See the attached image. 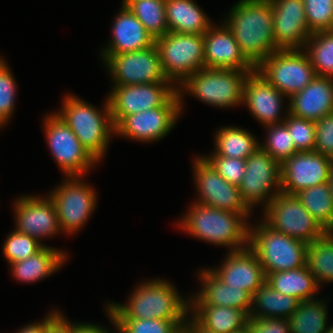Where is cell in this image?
<instances>
[{"instance_id": "1", "label": "cell", "mask_w": 333, "mask_h": 333, "mask_svg": "<svg viewBox=\"0 0 333 333\" xmlns=\"http://www.w3.org/2000/svg\"><path fill=\"white\" fill-rule=\"evenodd\" d=\"M125 302L107 301L105 311L113 319L186 320L189 316V296H181L180 291L163 278L146 279L136 284Z\"/></svg>"}, {"instance_id": "2", "label": "cell", "mask_w": 333, "mask_h": 333, "mask_svg": "<svg viewBox=\"0 0 333 333\" xmlns=\"http://www.w3.org/2000/svg\"><path fill=\"white\" fill-rule=\"evenodd\" d=\"M223 22L232 31L246 59L257 68L276 52L270 0H239Z\"/></svg>"}, {"instance_id": "3", "label": "cell", "mask_w": 333, "mask_h": 333, "mask_svg": "<svg viewBox=\"0 0 333 333\" xmlns=\"http://www.w3.org/2000/svg\"><path fill=\"white\" fill-rule=\"evenodd\" d=\"M186 211L176 222L184 233L219 247H227L228 252L248 247L250 221L242 214L196 202H191Z\"/></svg>"}, {"instance_id": "4", "label": "cell", "mask_w": 333, "mask_h": 333, "mask_svg": "<svg viewBox=\"0 0 333 333\" xmlns=\"http://www.w3.org/2000/svg\"><path fill=\"white\" fill-rule=\"evenodd\" d=\"M65 95L60 110L55 112L71 128L82 146L101 163L115 136L107 98L101 110L76 95Z\"/></svg>"}, {"instance_id": "5", "label": "cell", "mask_w": 333, "mask_h": 333, "mask_svg": "<svg viewBox=\"0 0 333 333\" xmlns=\"http://www.w3.org/2000/svg\"><path fill=\"white\" fill-rule=\"evenodd\" d=\"M255 70L202 68L178 86L181 112H184V94L206 105L229 109L242 105L244 83ZM183 110V111H182Z\"/></svg>"}, {"instance_id": "6", "label": "cell", "mask_w": 333, "mask_h": 333, "mask_svg": "<svg viewBox=\"0 0 333 333\" xmlns=\"http://www.w3.org/2000/svg\"><path fill=\"white\" fill-rule=\"evenodd\" d=\"M249 224L248 247L256 254L265 276L305 266L307 244L274 230L263 219Z\"/></svg>"}, {"instance_id": "7", "label": "cell", "mask_w": 333, "mask_h": 333, "mask_svg": "<svg viewBox=\"0 0 333 333\" xmlns=\"http://www.w3.org/2000/svg\"><path fill=\"white\" fill-rule=\"evenodd\" d=\"M62 181L48 195L54 203L61 232L70 236L77 234L91 218L98 196L83 176L64 177Z\"/></svg>"}, {"instance_id": "8", "label": "cell", "mask_w": 333, "mask_h": 333, "mask_svg": "<svg viewBox=\"0 0 333 333\" xmlns=\"http://www.w3.org/2000/svg\"><path fill=\"white\" fill-rule=\"evenodd\" d=\"M162 71L177 88L190 75L205 68L204 35L168 31L155 40Z\"/></svg>"}, {"instance_id": "9", "label": "cell", "mask_w": 333, "mask_h": 333, "mask_svg": "<svg viewBox=\"0 0 333 333\" xmlns=\"http://www.w3.org/2000/svg\"><path fill=\"white\" fill-rule=\"evenodd\" d=\"M42 123L47 145L63 177H85L99 164L55 111L46 114Z\"/></svg>"}, {"instance_id": "10", "label": "cell", "mask_w": 333, "mask_h": 333, "mask_svg": "<svg viewBox=\"0 0 333 333\" xmlns=\"http://www.w3.org/2000/svg\"><path fill=\"white\" fill-rule=\"evenodd\" d=\"M261 217L274 230L306 244L326 233L295 194L280 191L262 211Z\"/></svg>"}, {"instance_id": "11", "label": "cell", "mask_w": 333, "mask_h": 333, "mask_svg": "<svg viewBox=\"0 0 333 333\" xmlns=\"http://www.w3.org/2000/svg\"><path fill=\"white\" fill-rule=\"evenodd\" d=\"M256 71L288 98L300 92L317 76L303 49L277 50Z\"/></svg>"}, {"instance_id": "12", "label": "cell", "mask_w": 333, "mask_h": 333, "mask_svg": "<svg viewBox=\"0 0 333 333\" xmlns=\"http://www.w3.org/2000/svg\"><path fill=\"white\" fill-rule=\"evenodd\" d=\"M245 174L238 188L242 201L253 212L263 211L281 191V164L260 147L246 159Z\"/></svg>"}, {"instance_id": "13", "label": "cell", "mask_w": 333, "mask_h": 333, "mask_svg": "<svg viewBox=\"0 0 333 333\" xmlns=\"http://www.w3.org/2000/svg\"><path fill=\"white\" fill-rule=\"evenodd\" d=\"M181 112L178 91L161 107L125 116L115 126V136L139 143L157 142L175 127Z\"/></svg>"}, {"instance_id": "14", "label": "cell", "mask_w": 333, "mask_h": 333, "mask_svg": "<svg viewBox=\"0 0 333 333\" xmlns=\"http://www.w3.org/2000/svg\"><path fill=\"white\" fill-rule=\"evenodd\" d=\"M101 61L111 77L112 85L171 82L165 77L156 44L133 52L101 54Z\"/></svg>"}, {"instance_id": "15", "label": "cell", "mask_w": 333, "mask_h": 333, "mask_svg": "<svg viewBox=\"0 0 333 333\" xmlns=\"http://www.w3.org/2000/svg\"><path fill=\"white\" fill-rule=\"evenodd\" d=\"M192 161L193 183L198 195L194 201L208 207L242 214L247 220L253 213L242 201L238 186L227 182L203 157ZM194 163V164H193Z\"/></svg>"}, {"instance_id": "16", "label": "cell", "mask_w": 333, "mask_h": 333, "mask_svg": "<svg viewBox=\"0 0 333 333\" xmlns=\"http://www.w3.org/2000/svg\"><path fill=\"white\" fill-rule=\"evenodd\" d=\"M107 94L114 126L125 116L163 106L176 92L172 82L112 85Z\"/></svg>"}, {"instance_id": "17", "label": "cell", "mask_w": 333, "mask_h": 333, "mask_svg": "<svg viewBox=\"0 0 333 333\" xmlns=\"http://www.w3.org/2000/svg\"><path fill=\"white\" fill-rule=\"evenodd\" d=\"M21 195L14 200V226L17 232L32 236L46 246L44 239L61 235L58 215L48 194Z\"/></svg>"}, {"instance_id": "18", "label": "cell", "mask_w": 333, "mask_h": 333, "mask_svg": "<svg viewBox=\"0 0 333 333\" xmlns=\"http://www.w3.org/2000/svg\"><path fill=\"white\" fill-rule=\"evenodd\" d=\"M331 159L317 151H301L281 164V192L296 194L308 187L328 183Z\"/></svg>"}, {"instance_id": "19", "label": "cell", "mask_w": 333, "mask_h": 333, "mask_svg": "<svg viewBox=\"0 0 333 333\" xmlns=\"http://www.w3.org/2000/svg\"><path fill=\"white\" fill-rule=\"evenodd\" d=\"M285 99L289 98L272 86L256 70L249 74L244 83L242 105L249 108L247 110L251 116L263 127L284 122L289 114V105L286 104L284 110Z\"/></svg>"}, {"instance_id": "20", "label": "cell", "mask_w": 333, "mask_h": 333, "mask_svg": "<svg viewBox=\"0 0 333 333\" xmlns=\"http://www.w3.org/2000/svg\"><path fill=\"white\" fill-rule=\"evenodd\" d=\"M278 50H302L312 33L308 30L303 0H270Z\"/></svg>"}, {"instance_id": "21", "label": "cell", "mask_w": 333, "mask_h": 333, "mask_svg": "<svg viewBox=\"0 0 333 333\" xmlns=\"http://www.w3.org/2000/svg\"><path fill=\"white\" fill-rule=\"evenodd\" d=\"M219 267L209 269L230 287L240 288L253 295L266 281L256 254L246 247L226 253Z\"/></svg>"}, {"instance_id": "22", "label": "cell", "mask_w": 333, "mask_h": 333, "mask_svg": "<svg viewBox=\"0 0 333 333\" xmlns=\"http://www.w3.org/2000/svg\"><path fill=\"white\" fill-rule=\"evenodd\" d=\"M205 68H221L234 70H256L246 59L232 31L222 21L214 23L204 34Z\"/></svg>"}, {"instance_id": "23", "label": "cell", "mask_w": 333, "mask_h": 333, "mask_svg": "<svg viewBox=\"0 0 333 333\" xmlns=\"http://www.w3.org/2000/svg\"><path fill=\"white\" fill-rule=\"evenodd\" d=\"M116 16V17H115ZM111 26V38L100 54H121L147 49L155 44V40L143 24L128 8L121 3L119 12L115 14Z\"/></svg>"}, {"instance_id": "24", "label": "cell", "mask_w": 333, "mask_h": 333, "mask_svg": "<svg viewBox=\"0 0 333 333\" xmlns=\"http://www.w3.org/2000/svg\"><path fill=\"white\" fill-rule=\"evenodd\" d=\"M287 102L292 116L314 122L322 119L333 113V78L316 76Z\"/></svg>"}, {"instance_id": "25", "label": "cell", "mask_w": 333, "mask_h": 333, "mask_svg": "<svg viewBox=\"0 0 333 333\" xmlns=\"http://www.w3.org/2000/svg\"><path fill=\"white\" fill-rule=\"evenodd\" d=\"M197 277L202 285L199 292L189 295L190 304L233 307L249 316L252 307V295L248 291L228 286L209 267L207 269L201 268Z\"/></svg>"}, {"instance_id": "26", "label": "cell", "mask_w": 333, "mask_h": 333, "mask_svg": "<svg viewBox=\"0 0 333 333\" xmlns=\"http://www.w3.org/2000/svg\"><path fill=\"white\" fill-rule=\"evenodd\" d=\"M68 254L57 247L46 245L33 256L9 264L11 276L22 283L41 281L60 271L68 263Z\"/></svg>"}, {"instance_id": "27", "label": "cell", "mask_w": 333, "mask_h": 333, "mask_svg": "<svg viewBox=\"0 0 333 333\" xmlns=\"http://www.w3.org/2000/svg\"><path fill=\"white\" fill-rule=\"evenodd\" d=\"M165 10L170 32L204 35L215 23L195 0H166Z\"/></svg>"}, {"instance_id": "28", "label": "cell", "mask_w": 333, "mask_h": 333, "mask_svg": "<svg viewBox=\"0 0 333 333\" xmlns=\"http://www.w3.org/2000/svg\"><path fill=\"white\" fill-rule=\"evenodd\" d=\"M189 314L214 333H233L247 325L248 315L233 307L190 304Z\"/></svg>"}, {"instance_id": "29", "label": "cell", "mask_w": 333, "mask_h": 333, "mask_svg": "<svg viewBox=\"0 0 333 333\" xmlns=\"http://www.w3.org/2000/svg\"><path fill=\"white\" fill-rule=\"evenodd\" d=\"M265 282L279 293L294 297L299 301L318 298L317 292L320 291L316 278L306 265L288 271L268 273Z\"/></svg>"}, {"instance_id": "30", "label": "cell", "mask_w": 333, "mask_h": 333, "mask_svg": "<svg viewBox=\"0 0 333 333\" xmlns=\"http://www.w3.org/2000/svg\"><path fill=\"white\" fill-rule=\"evenodd\" d=\"M239 126H222L214 134V154L246 160L259 147V139Z\"/></svg>"}, {"instance_id": "31", "label": "cell", "mask_w": 333, "mask_h": 333, "mask_svg": "<svg viewBox=\"0 0 333 333\" xmlns=\"http://www.w3.org/2000/svg\"><path fill=\"white\" fill-rule=\"evenodd\" d=\"M300 302L294 297L279 293L265 282L252 295V307L248 317L290 318Z\"/></svg>"}, {"instance_id": "32", "label": "cell", "mask_w": 333, "mask_h": 333, "mask_svg": "<svg viewBox=\"0 0 333 333\" xmlns=\"http://www.w3.org/2000/svg\"><path fill=\"white\" fill-rule=\"evenodd\" d=\"M326 299L315 298L301 301L297 310L288 318L290 332L326 333L331 327L328 324V297Z\"/></svg>"}, {"instance_id": "33", "label": "cell", "mask_w": 333, "mask_h": 333, "mask_svg": "<svg viewBox=\"0 0 333 333\" xmlns=\"http://www.w3.org/2000/svg\"><path fill=\"white\" fill-rule=\"evenodd\" d=\"M305 265L320 287L333 283V232L307 244Z\"/></svg>"}, {"instance_id": "34", "label": "cell", "mask_w": 333, "mask_h": 333, "mask_svg": "<svg viewBox=\"0 0 333 333\" xmlns=\"http://www.w3.org/2000/svg\"><path fill=\"white\" fill-rule=\"evenodd\" d=\"M295 195L326 232H333V199L328 183L308 187Z\"/></svg>"}, {"instance_id": "35", "label": "cell", "mask_w": 333, "mask_h": 333, "mask_svg": "<svg viewBox=\"0 0 333 333\" xmlns=\"http://www.w3.org/2000/svg\"><path fill=\"white\" fill-rule=\"evenodd\" d=\"M122 3L138 18L154 40L169 31L165 10L166 0H122Z\"/></svg>"}, {"instance_id": "36", "label": "cell", "mask_w": 333, "mask_h": 333, "mask_svg": "<svg viewBox=\"0 0 333 333\" xmlns=\"http://www.w3.org/2000/svg\"><path fill=\"white\" fill-rule=\"evenodd\" d=\"M303 50L317 76L333 78V31L312 33Z\"/></svg>"}, {"instance_id": "37", "label": "cell", "mask_w": 333, "mask_h": 333, "mask_svg": "<svg viewBox=\"0 0 333 333\" xmlns=\"http://www.w3.org/2000/svg\"><path fill=\"white\" fill-rule=\"evenodd\" d=\"M264 129L267 133L264 141L259 142L260 148L280 164L298 152L284 122L267 125Z\"/></svg>"}, {"instance_id": "38", "label": "cell", "mask_w": 333, "mask_h": 333, "mask_svg": "<svg viewBox=\"0 0 333 333\" xmlns=\"http://www.w3.org/2000/svg\"><path fill=\"white\" fill-rule=\"evenodd\" d=\"M4 57L0 55V127H5L15 112L18 91L16 79Z\"/></svg>"}, {"instance_id": "39", "label": "cell", "mask_w": 333, "mask_h": 333, "mask_svg": "<svg viewBox=\"0 0 333 333\" xmlns=\"http://www.w3.org/2000/svg\"><path fill=\"white\" fill-rule=\"evenodd\" d=\"M118 333H177L185 320L113 319Z\"/></svg>"}, {"instance_id": "40", "label": "cell", "mask_w": 333, "mask_h": 333, "mask_svg": "<svg viewBox=\"0 0 333 333\" xmlns=\"http://www.w3.org/2000/svg\"><path fill=\"white\" fill-rule=\"evenodd\" d=\"M44 245L32 236L13 229L6 235L2 245L3 256L8 264L24 260L40 251Z\"/></svg>"}, {"instance_id": "41", "label": "cell", "mask_w": 333, "mask_h": 333, "mask_svg": "<svg viewBox=\"0 0 333 333\" xmlns=\"http://www.w3.org/2000/svg\"><path fill=\"white\" fill-rule=\"evenodd\" d=\"M308 30L333 31V0H303Z\"/></svg>"}, {"instance_id": "42", "label": "cell", "mask_w": 333, "mask_h": 333, "mask_svg": "<svg viewBox=\"0 0 333 333\" xmlns=\"http://www.w3.org/2000/svg\"><path fill=\"white\" fill-rule=\"evenodd\" d=\"M291 138L298 152L314 151L315 146V122L302 118H297L291 114L284 120Z\"/></svg>"}, {"instance_id": "43", "label": "cell", "mask_w": 333, "mask_h": 333, "mask_svg": "<svg viewBox=\"0 0 333 333\" xmlns=\"http://www.w3.org/2000/svg\"><path fill=\"white\" fill-rule=\"evenodd\" d=\"M227 182L239 186L245 174L246 160L218 156L213 152L202 156Z\"/></svg>"}, {"instance_id": "44", "label": "cell", "mask_w": 333, "mask_h": 333, "mask_svg": "<svg viewBox=\"0 0 333 333\" xmlns=\"http://www.w3.org/2000/svg\"><path fill=\"white\" fill-rule=\"evenodd\" d=\"M315 126L314 151L331 157L333 155V113L315 121Z\"/></svg>"}, {"instance_id": "45", "label": "cell", "mask_w": 333, "mask_h": 333, "mask_svg": "<svg viewBox=\"0 0 333 333\" xmlns=\"http://www.w3.org/2000/svg\"><path fill=\"white\" fill-rule=\"evenodd\" d=\"M250 333H291L288 318L248 317Z\"/></svg>"}, {"instance_id": "46", "label": "cell", "mask_w": 333, "mask_h": 333, "mask_svg": "<svg viewBox=\"0 0 333 333\" xmlns=\"http://www.w3.org/2000/svg\"><path fill=\"white\" fill-rule=\"evenodd\" d=\"M62 317L63 312L53 308L40 322H31L14 333H47Z\"/></svg>"}, {"instance_id": "47", "label": "cell", "mask_w": 333, "mask_h": 333, "mask_svg": "<svg viewBox=\"0 0 333 333\" xmlns=\"http://www.w3.org/2000/svg\"><path fill=\"white\" fill-rule=\"evenodd\" d=\"M107 317L110 320V323H112V328L114 329L115 332L113 333H118V329L116 327L115 321L111 317V315L107 312ZM114 326V327H113ZM71 333H112L108 328L105 326H101L98 323H80V322H72L71 321Z\"/></svg>"}, {"instance_id": "48", "label": "cell", "mask_w": 333, "mask_h": 333, "mask_svg": "<svg viewBox=\"0 0 333 333\" xmlns=\"http://www.w3.org/2000/svg\"><path fill=\"white\" fill-rule=\"evenodd\" d=\"M188 333H214L202 327L190 314L183 327Z\"/></svg>"}, {"instance_id": "49", "label": "cell", "mask_w": 333, "mask_h": 333, "mask_svg": "<svg viewBox=\"0 0 333 333\" xmlns=\"http://www.w3.org/2000/svg\"><path fill=\"white\" fill-rule=\"evenodd\" d=\"M47 333H71V321L64 316Z\"/></svg>"}, {"instance_id": "50", "label": "cell", "mask_w": 333, "mask_h": 333, "mask_svg": "<svg viewBox=\"0 0 333 333\" xmlns=\"http://www.w3.org/2000/svg\"><path fill=\"white\" fill-rule=\"evenodd\" d=\"M328 185H329V188H330V193L332 195V199H333V170L330 174V178H329V181H328Z\"/></svg>"}, {"instance_id": "51", "label": "cell", "mask_w": 333, "mask_h": 333, "mask_svg": "<svg viewBox=\"0 0 333 333\" xmlns=\"http://www.w3.org/2000/svg\"><path fill=\"white\" fill-rule=\"evenodd\" d=\"M233 333H250V329L249 327L246 325L245 327H243L242 329L235 331Z\"/></svg>"}, {"instance_id": "52", "label": "cell", "mask_w": 333, "mask_h": 333, "mask_svg": "<svg viewBox=\"0 0 333 333\" xmlns=\"http://www.w3.org/2000/svg\"><path fill=\"white\" fill-rule=\"evenodd\" d=\"M326 333H333V324H331L330 329Z\"/></svg>"}, {"instance_id": "53", "label": "cell", "mask_w": 333, "mask_h": 333, "mask_svg": "<svg viewBox=\"0 0 333 333\" xmlns=\"http://www.w3.org/2000/svg\"><path fill=\"white\" fill-rule=\"evenodd\" d=\"M177 333H188V332L184 328H182Z\"/></svg>"}, {"instance_id": "54", "label": "cell", "mask_w": 333, "mask_h": 333, "mask_svg": "<svg viewBox=\"0 0 333 333\" xmlns=\"http://www.w3.org/2000/svg\"><path fill=\"white\" fill-rule=\"evenodd\" d=\"M331 159V164H332V167H333V155L330 157Z\"/></svg>"}]
</instances>
